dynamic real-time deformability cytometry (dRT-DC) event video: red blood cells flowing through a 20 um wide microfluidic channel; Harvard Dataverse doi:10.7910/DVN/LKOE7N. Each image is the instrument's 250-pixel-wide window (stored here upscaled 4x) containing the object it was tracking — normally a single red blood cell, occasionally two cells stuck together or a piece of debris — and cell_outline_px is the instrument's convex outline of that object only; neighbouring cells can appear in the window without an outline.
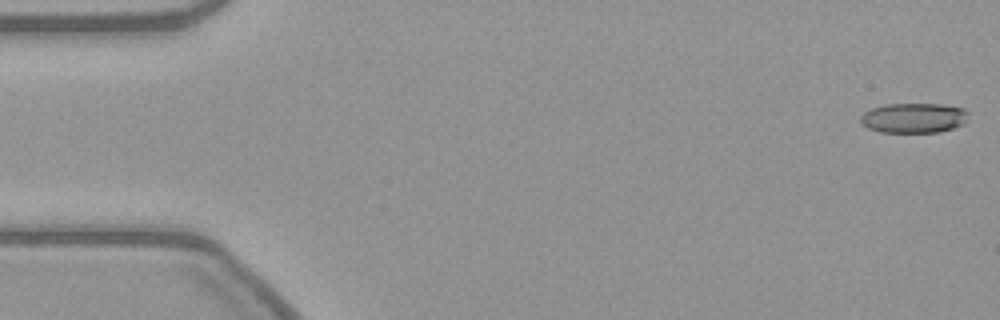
{"species": "common noctule bat (a hibernating species)", "species_latin": "Nyctalus noctula", "temperature_condition": "warm", "stored_images_in_passage": 6, "camera_frame_rate_fps": 3000, "um_per_image_px": 0.085, "animal": {"sex": "female", "body_mass_g": 21.9}, "frame": {"image": 1, "passage_image": 1, "time_ms": 0.0, "image_size_px": [1000, 320], "cell_outline_px": [[968, 112], [964, 124], [940, 132], [880, 132], [868, 128], [860, 124], [860, 116], [864, 112], [872, 108], [884, 104], [940, 104], [964, 108]], "centroid_in_image_um": [77.64, 10.02], "position_along_channel_um": 7.4, "area_um2": 18.9}}